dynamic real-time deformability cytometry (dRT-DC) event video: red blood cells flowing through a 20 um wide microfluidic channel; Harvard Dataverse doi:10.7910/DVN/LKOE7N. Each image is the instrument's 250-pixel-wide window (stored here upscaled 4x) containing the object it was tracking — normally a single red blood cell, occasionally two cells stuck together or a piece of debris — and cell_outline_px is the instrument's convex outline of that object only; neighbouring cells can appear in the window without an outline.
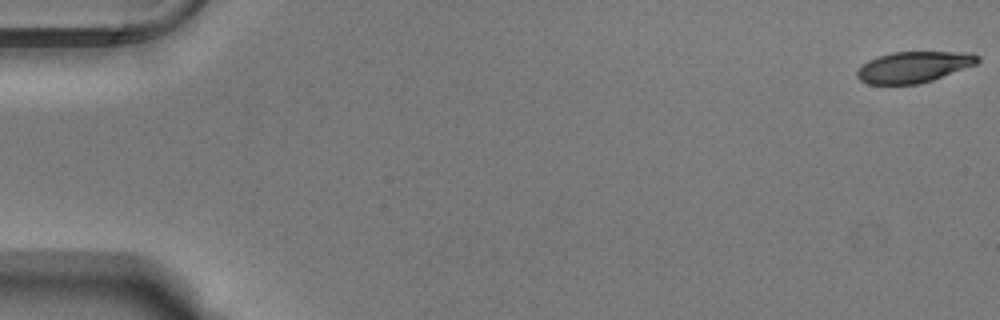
{"species": "Egyptian fruit bat (a non-hibernating species)", "species_latin": "Rousettus aegyptiacus", "temperature_condition": "warm", "stored_images_in_passage": 54, "camera_frame_rate_fps": 3000, "um_per_image_px": 0.085, "animal": {"sex": "male"}, "frame": {"image": 1, "passage_image": 1, "time_ms": 0.0, "image_size_px": [1000, 320], "cell_outline_px": [[980, 60], [976, 64], [932, 80], [916, 84], [868, 84], [860, 80], [856, 76], [856, 72], [868, 60], [876, 56], [892, 52], [972, 52], [980, 56]], "centroid_in_image_um": [77.67, 5.68], "position_along_channel_um": 7.3, "area_um2": 21.79}}
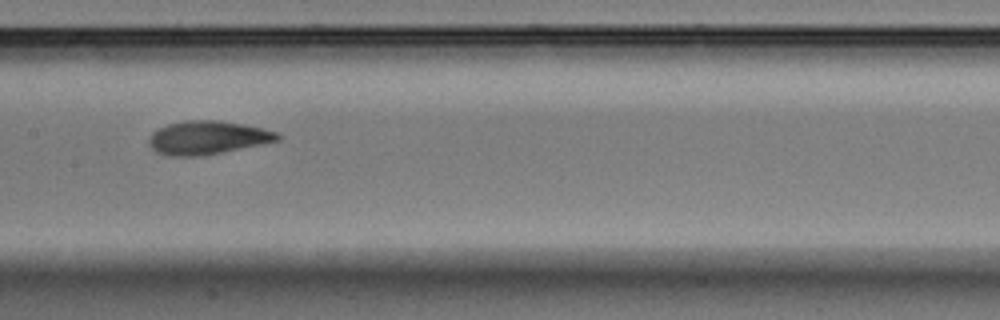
{"frame": {"image": 2, "passage_image": 28, "time_ms": 9.0, "image_size_px": [1000, 320], "cell_outline_px": [[280, 140], [200, 156], [172, 156], [156, 152], [152, 148], [148, 140], [152, 132], [168, 124], [184, 120], [216, 120], [244, 124], [276, 132], [280, 136]], "centroid_in_image_um": [17.6, 11.69], "position_along_channel_um": 189.8, "area_um2": 24.68}}
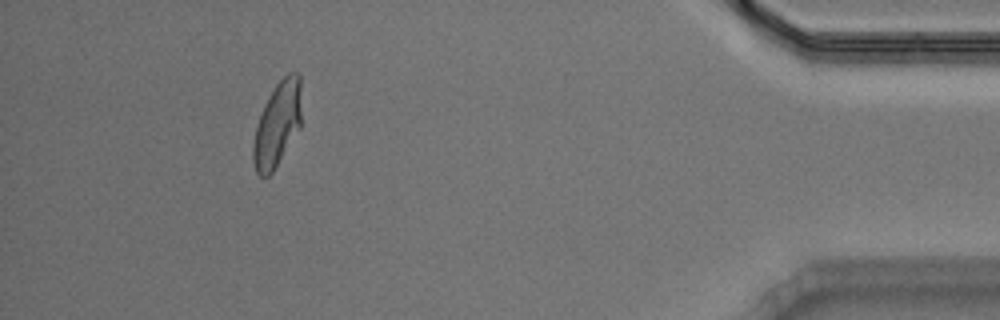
{"frame": {"image": 3, "passage_image": 50, "time_ms": 16.333, "image_size_px": [1000, 320], "cell_outline_px": [[300, 128], [272, 172], [268, 176], [260, 176], [256, 172], [252, 160], [252, 144], [256, 128], [264, 104], [276, 84], [288, 72], [300, 72]], "centroid_in_image_um": [23.56, 10.56], "position_along_channel_um": 411.6, "area_um2": 23.58}, "authors_computed_cell_mechanics": {"area_um2": 24.1604, "velocity_mm_per_s": 3.7763, "shape_relaxation_time_tau1_ms": 4.1173, "shape_relaxation_time_tau2_ms": 1.6863, "deformation_change_tau1": 0.1787, "deformation_change_tau2": 0.0764}}